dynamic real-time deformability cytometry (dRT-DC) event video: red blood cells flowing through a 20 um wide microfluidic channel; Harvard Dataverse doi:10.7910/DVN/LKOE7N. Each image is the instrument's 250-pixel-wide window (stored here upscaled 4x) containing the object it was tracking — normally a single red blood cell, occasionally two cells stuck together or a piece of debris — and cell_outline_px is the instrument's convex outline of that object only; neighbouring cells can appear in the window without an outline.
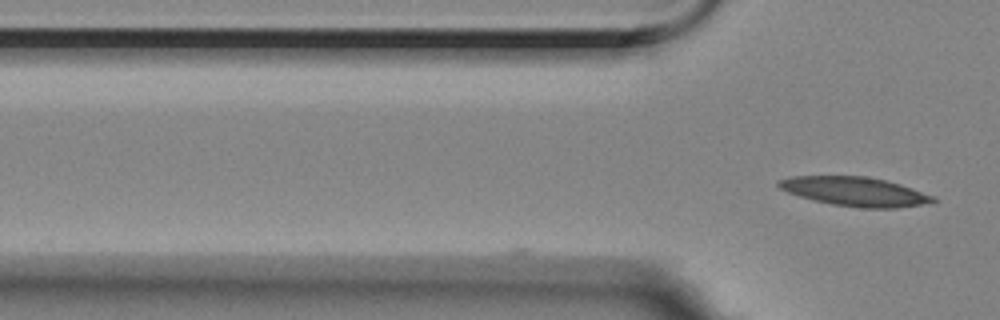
{"species": "Egyptian fruit bat (a non-hibernating species)", "species_latin": "Rousettus aegyptiacus", "temperature_condition": "room temperature", "stored_images_in_passage": 2, "camera_frame_rate_fps": 3000, "um_per_image_px": 0.085, "animal": {"sex": "female"}, "frame": {"image": 1, "passage_image": 2, "time_ms": 0.333, "image_size_px": [1000, 320], "cell_outline_px": [[936, 204], [896, 208], [860, 208], [832, 204], [812, 200], [788, 192], [780, 188], [776, 184], [780, 180], [792, 176], [864, 176], [884, 180], [900, 184], [912, 188], [932, 196], [936, 200]], "centroid_in_image_um": [72.72, 16.3], "position_along_channel_um": 53.1, "area_um2": 26.24}}